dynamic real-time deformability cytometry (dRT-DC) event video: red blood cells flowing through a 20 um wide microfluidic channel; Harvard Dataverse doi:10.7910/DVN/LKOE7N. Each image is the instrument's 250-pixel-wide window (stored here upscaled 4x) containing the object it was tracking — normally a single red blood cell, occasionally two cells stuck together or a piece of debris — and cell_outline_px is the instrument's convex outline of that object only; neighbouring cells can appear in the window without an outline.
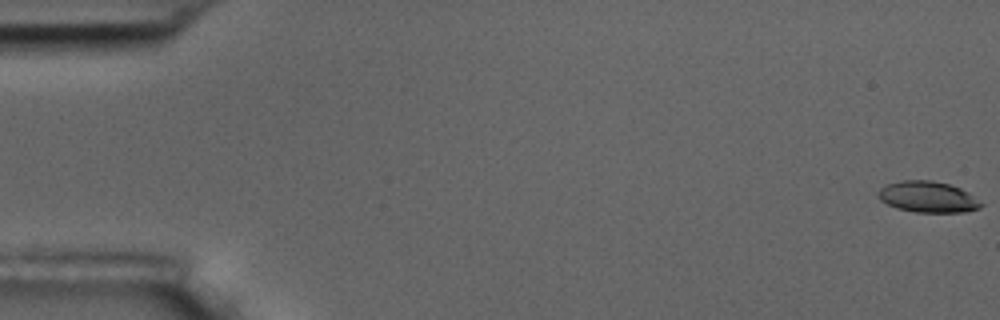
{"species": "common noctule bat (a hibernating species)", "species_latin": "Nyctalus noctula", "temperature_condition": "room temperature", "stored_images_in_passage": 57, "camera_frame_rate_fps": 3000, "um_per_image_px": 0.085, "animal": {"sex": "male", "body_mass_g": 17.5, "forearm_length_mm": 52.3}, "frame": {"image": 1, "passage_image": 1, "time_ms": 0.0, "image_size_px": [1000, 320], "cell_outline_px": [[984, 204], [980, 208], [964, 212], [916, 212], [896, 208], [880, 200], [876, 192], [880, 188], [888, 184], [900, 180], [932, 180], [948, 184], [960, 188], [968, 192]], "centroid_in_image_um": [78.86, 16.73], "position_along_channel_um": 6.1, "area_um2": 18.67}}
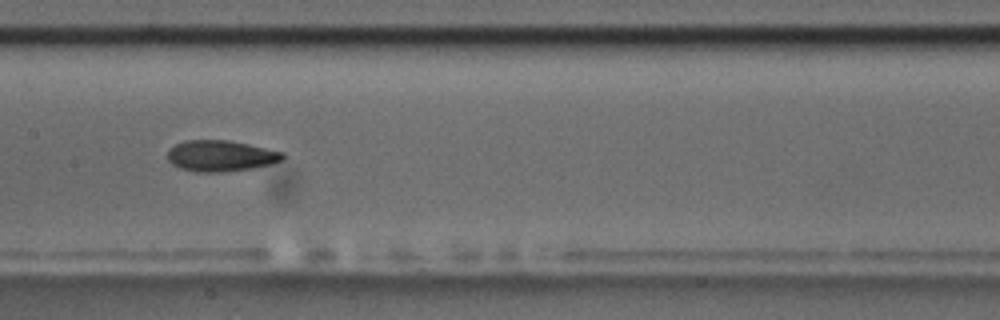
{"frame": {"image": 2, "passage_image": 29, "time_ms": 9.333, "image_size_px": [1000, 320], "cell_outline_px": [[284, 160], [252, 168], [224, 172], [196, 172], [180, 168], [172, 164], [168, 160], [168, 148], [184, 140], [228, 140], [248, 144], [284, 152]], "centroid_in_image_um": [18.74, 13.24], "position_along_channel_um": 188.7, "area_um2": 20.87}}
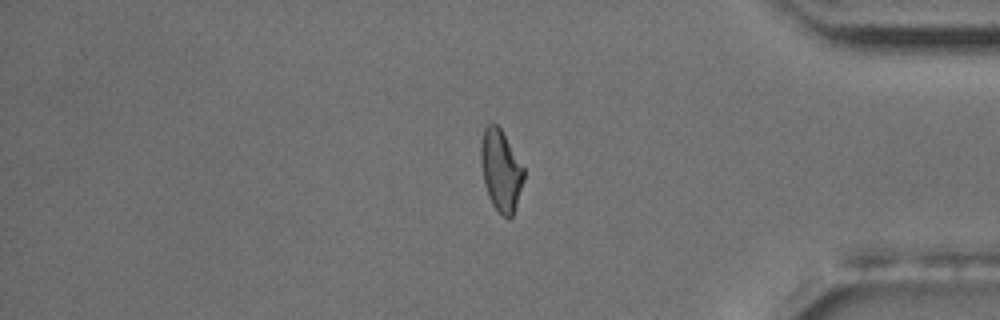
{"frame": {"image": 3, "passage_image": 48, "time_ms": 15.667, "image_size_px": [1000, 320], "cell_outline_px": [[524, 180], [512, 216], [508, 220], [492, 204], [488, 196], [484, 184], [480, 164], [480, 144], [484, 128], [488, 124], [496, 124], [500, 128], [524, 168]], "centroid_in_image_um": [42.55, 14.48], "position_along_channel_um": 392.7, "area_um2": 20.23}, "authors_computed_cell_mechanics": {"area_um2": 20.519, "velocity_mm_per_s": 3.6059, "shape_relaxation_time_tau1_ms": 3.1547, "shape_relaxation_time_tau2_ms": 2.9055, "deformation_change_tau1": 0.1547, "deformation_change_tau2": 0.0942}}